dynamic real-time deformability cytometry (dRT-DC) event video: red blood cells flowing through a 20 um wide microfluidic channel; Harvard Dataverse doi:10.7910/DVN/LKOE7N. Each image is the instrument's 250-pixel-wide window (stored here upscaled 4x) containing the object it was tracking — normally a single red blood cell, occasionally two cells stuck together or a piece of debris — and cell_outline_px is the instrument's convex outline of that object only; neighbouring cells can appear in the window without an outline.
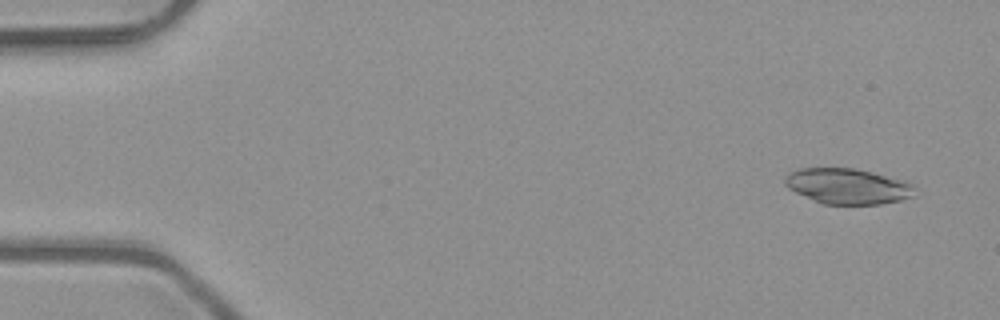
{"species": "common noctule bat (a hibernating species)", "species_latin": "Nyctalus noctula", "temperature_condition": "room temperature", "stored_images_in_passage": 5, "camera_frame_rate_fps": 3000, "um_per_image_px": 0.085, "animal": {"sex": "male", "body_mass_g": 23.1, "forearm_length_mm": 52.7}, "frame": {"image": 1, "passage_image": 1, "time_ms": 0.0, "image_size_px": [1000, 320], "cell_outline_px": [[916, 196], [900, 200], [880, 204], [824, 204], [796, 192], [788, 188], [784, 184], [784, 176], [788, 172], [800, 168], [856, 168], [908, 180], [916, 184]], "centroid_in_image_um": [72.13, 15.81], "position_along_channel_um": 12.9, "area_um2": 27.4}}
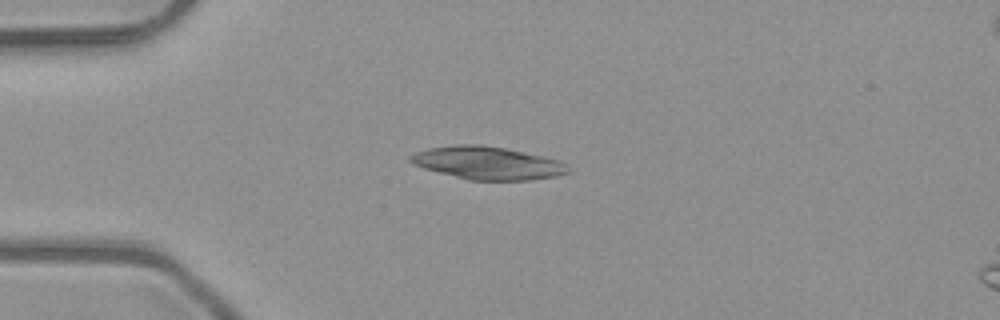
{"frame": {"image": 2, "passage_image": 4, "time_ms": 1.0, "image_size_px": [1000, 320], "cell_outline_px": [[572, 172], [556, 176], [532, 180], [468, 180], [424, 168], [408, 160], [408, 156], [416, 152], [428, 148], [456, 144], [480, 144], [504, 148], [544, 156], [560, 160], [568, 164], [572, 168]], "centroid_in_image_um": [41.51, 13.85], "position_along_channel_um": 43.5, "area_um2": 30.4}}